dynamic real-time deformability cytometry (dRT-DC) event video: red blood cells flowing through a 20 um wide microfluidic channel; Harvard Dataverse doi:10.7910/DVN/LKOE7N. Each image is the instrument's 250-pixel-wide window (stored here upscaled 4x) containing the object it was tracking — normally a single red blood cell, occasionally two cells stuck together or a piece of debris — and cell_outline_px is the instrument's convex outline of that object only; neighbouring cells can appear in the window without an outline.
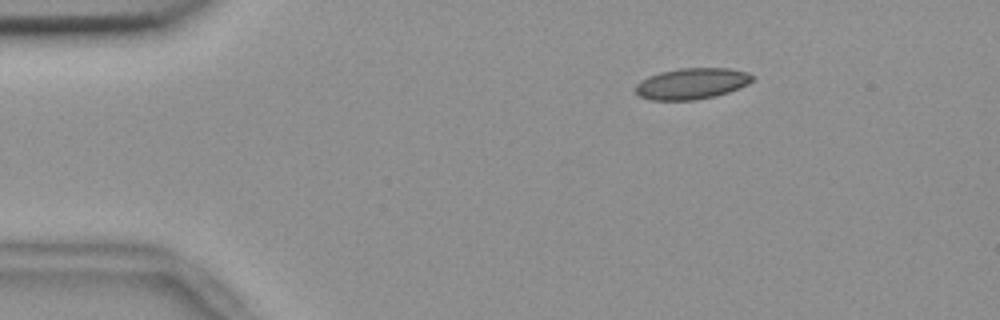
{"species": "common noctule bat (a hibernating species)", "species_latin": "Nyctalus noctula", "temperature_condition": "room temperature", "stored_images_in_passage": 55, "camera_frame_rate_fps": 3000, "um_per_image_px": 0.085, "animal": {"sex": "female", "body_mass_g": 18.4}, "frame": {"image": 1, "passage_image": 9, "time_ms": 2.667, "image_size_px": [1000, 320], "cell_outline_px": [[752, 80], [748, 84], [740, 88], [716, 96], [692, 100], [648, 100], [640, 96], [636, 92], [636, 84], [640, 80], [648, 76], [660, 72], [680, 68], [728, 68], [748, 72], [752, 76]], "centroid_in_image_um": [58.78, 7.11], "position_along_channel_um": 26.2, "area_um2": 21.21}}
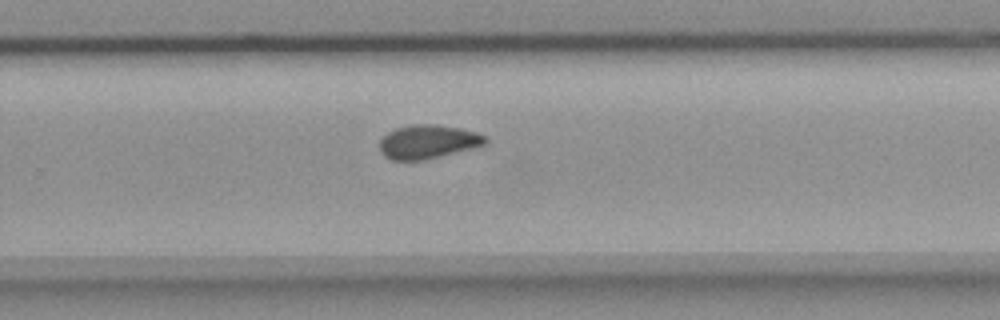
{"frame": {"image": 2, "passage_image": 36, "time_ms": 11.667, "image_size_px": [1000, 320], "cell_outline_px": [[488, 140], [484, 144], [472, 148], [424, 160], [392, 160], [384, 156], [380, 152], [380, 140], [388, 132], [396, 128], [412, 124], [436, 124], [460, 128], [476, 132], [488, 136]], "centroid_in_image_um": [36.37, 12.04], "position_along_channel_um": 293.4, "area_um2": 20.81}}
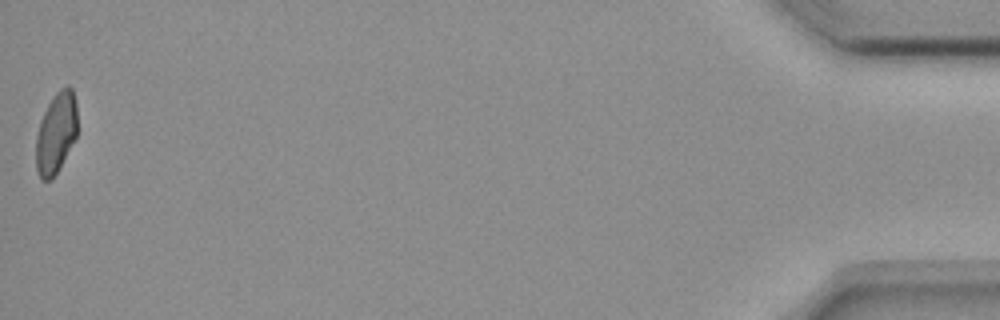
{"frame": {"image": 3, "passage_image": 55, "time_ms": 18.0, "image_size_px": [1000, 320], "cell_outline_px": [[76, 136], [52, 180], [40, 180], [36, 168], [36, 136], [40, 120], [48, 104], [56, 92], [60, 88], [68, 84], [72, 88], [76, 104]], "centroid_in_image_um": [4.74, 11.29], "position_along_channel_um": 430.5, "area_um2": 19.36}, "authors_computed_cell_mechanics": {"area_um2": 20.808, "velocity_mm_per_s": 3.6868, "shape_relaxation_time_tau1_ms": null, "shape_relaxation_time_tau2_ms": 3.1198, "deformation_change_tau1": null, "deformation_change_tau2": 0.079}}